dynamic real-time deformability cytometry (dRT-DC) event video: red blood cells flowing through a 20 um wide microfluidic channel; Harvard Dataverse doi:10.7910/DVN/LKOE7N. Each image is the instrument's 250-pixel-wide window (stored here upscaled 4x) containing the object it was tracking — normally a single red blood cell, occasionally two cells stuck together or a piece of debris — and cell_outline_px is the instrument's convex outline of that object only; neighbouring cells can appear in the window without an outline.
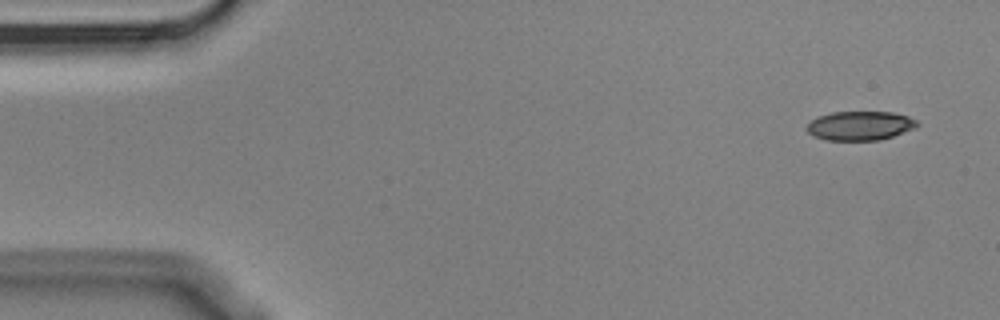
{"species": "Egyptian fruit bat (a non-hibernating species)", "species_latin": "Rousettus aegyptiacus", "temperature_condition": "cold", "stored_images_in_passage": 4, "camera_frame_rate_fps": 3000, "um_per_image_px": 0.085, "animal": {"sex": "male"}, "frame": {"image": 1, "passage_image": 1, "time_ms": 0.0, "image_size_px": [1000, 320], "cell_outline_px": [[920, 124], [916, 128], [880, 140], [824, 140], [812, 136], [804, 128], [812, 120], [820, 116], [832, 112], [892, 112], [908, 116], [916, 120]], "centroid_in_image_um": [73.1, 10.69], "position_along_channel_um": 11.9, "area_um2": 18.79}}